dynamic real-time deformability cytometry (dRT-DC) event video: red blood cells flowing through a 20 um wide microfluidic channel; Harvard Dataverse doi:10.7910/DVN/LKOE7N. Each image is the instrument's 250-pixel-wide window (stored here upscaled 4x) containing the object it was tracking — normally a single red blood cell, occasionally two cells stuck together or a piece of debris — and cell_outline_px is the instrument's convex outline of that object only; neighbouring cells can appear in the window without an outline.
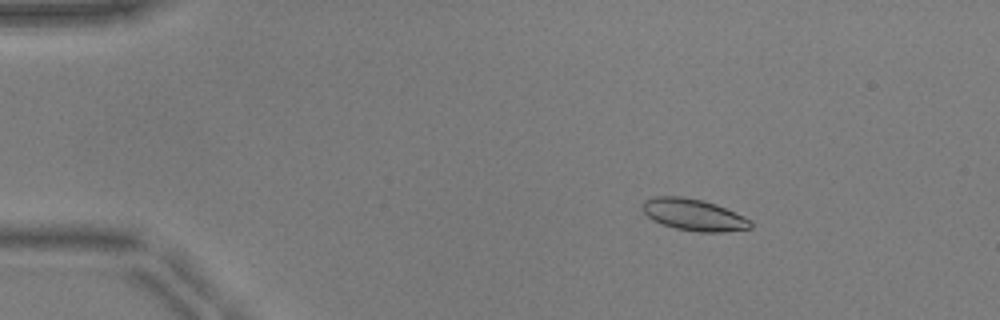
{"species": "common noctule bat (a hibernating species)", "species_latin": "Nyctalus noctula", "temperature_condition": "warm", "stored_images_in_passage": 47, "camera_frame_rate_fps": 3000, "um_per_image_px": 0.085, "animal": {"sex": "male", "body_mass_g": 17.9, "forearm_length_mm": 54.2}, "frame": {"image": 1, "passage_image": 4, "time_ms": 1.0, "image_size_px": [1000, 320], "cell_outline_px": [[752, 228], [724, 232], [700, 232], [676, 228], [652, 220], [640, 208], [640, 204], [644, 200], [656, 196], [684, 196], [704, 200], [716, 204], [744, 216], [752, 220]], "centroid_in_image_um": [58.96, 18.24], "position_along_channel_um": 26.0, "area_um2": 20.17}}
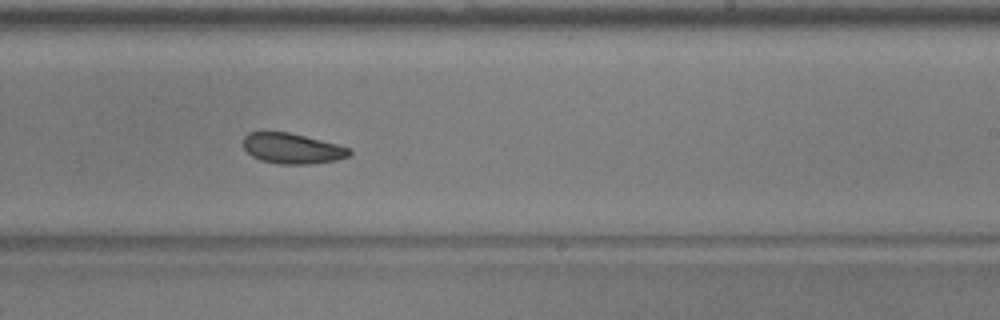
{"frame": {"image": 2, "passage_image": 28, "time_ms": 9.0, "image_size_px": [1000, 320], "cell_outline_px": [[352, 152], [348, 156], [336, 160], [312, 164], [280, 164], [260, 160], [252, 156], [244, 148], [244, 136], [248, 132], [264, 128], [288, 132], [352, 148]], "centroid_in_image_um": [24.78, 12.58], "position_along_channel_um": 264.2, "area_um2": 19.31}}
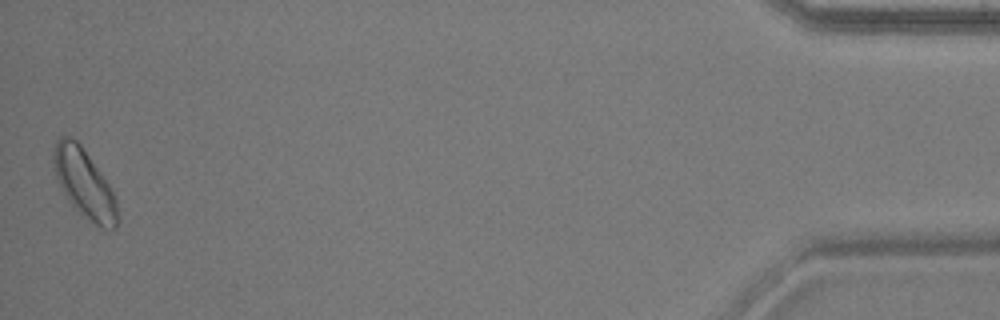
{"frame": {"image": 3, "passage_image": 47, "time_ms": 15.333, "image_size_px": [1000, 320], "cell_outline_px": [[116, 228], [104, 228], [96, 224], [80, 212], [68, 200], [56, 176], [52, 156], [56, 140], [60, 136], [68, 136], [76, 140], [80, 144], [108, 184], [116, 200]], "centroid_in_image_um": [7.12, 15.54], "position_along_channel_um": 428.1, "area_um2": 24.51}, "authors_computed_cell_mechanics": {"area_um2": 19.7098, "velocity_mm_per_s": 3.9244, "shape_relaxation_time_tau1_ms": 5.0233, "shape_relaxation_time_tau2_ms": 4.6477, "deformation_change_tau1": 0.1268, "deformation_change_tau2": 0.0971}}